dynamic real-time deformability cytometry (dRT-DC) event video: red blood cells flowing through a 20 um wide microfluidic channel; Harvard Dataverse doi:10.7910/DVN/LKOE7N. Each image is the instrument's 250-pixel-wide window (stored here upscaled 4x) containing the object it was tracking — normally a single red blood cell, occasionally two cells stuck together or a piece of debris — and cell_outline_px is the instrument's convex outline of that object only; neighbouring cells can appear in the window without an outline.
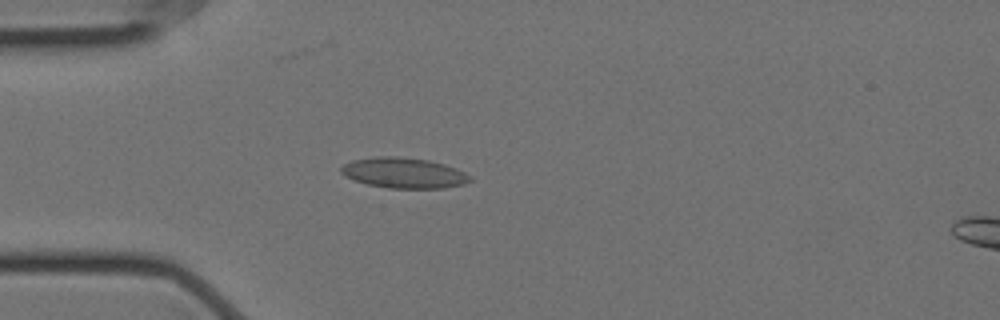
{"species": "Egyptian fruit bat (a non-hibernating species)", "species_latin": "Rousettus aegyptiacus", "temperature_condition": "cold", "stored_images_in_passage": 57, "camera_frame_rate_fps": 3000, "um_per_image_px": 0.085, "animal": {"sex": "female"}, "frame": {"image": 1, "passage_image": 15, "time_ms": 4.667, "image_size_px": [1000, 320], "cell_outline_px": [[472, 180], [464, 184], [444, 188], [388, 188], [368, 184], [344, 176], [340, 172], [340, 168], [344, 164], [352, 160], [376, 156], [396, 156], [428, 160], [444, 164], [456, 168], [472, 176]], "centroid_in_image_um": [34.33, 14.69], "position_along_channel_um": 50.7, "area_um2": 22.95}}
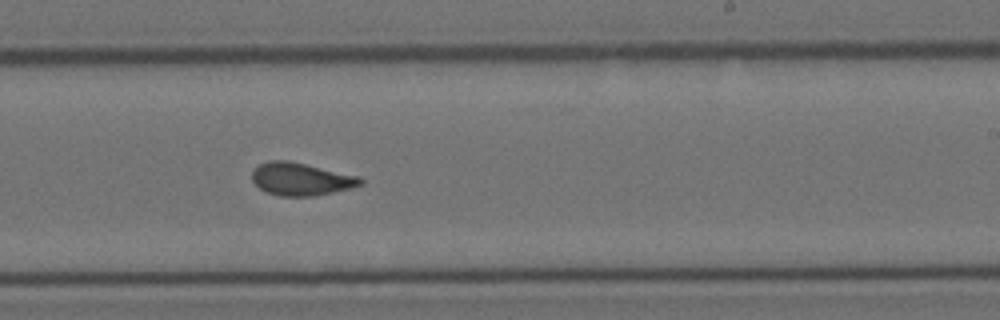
{"frame": {"image": 2, "passage_image": 34, "time_ms": 11.0, "image_size_px": [1000, 320], "cell_outline_px": [[364, 184], [352, 188], [312, 196], [280, 196], [268, 192], [260, 188], [252, 180], [252, 172], [260, 164], [268, 160], [288, 160], [360, 176], [364, 180]], "centroid_in_image_um": [25.62, 15.21], "position_along_channel_um": 263.4, "area_um2": 20.63}}
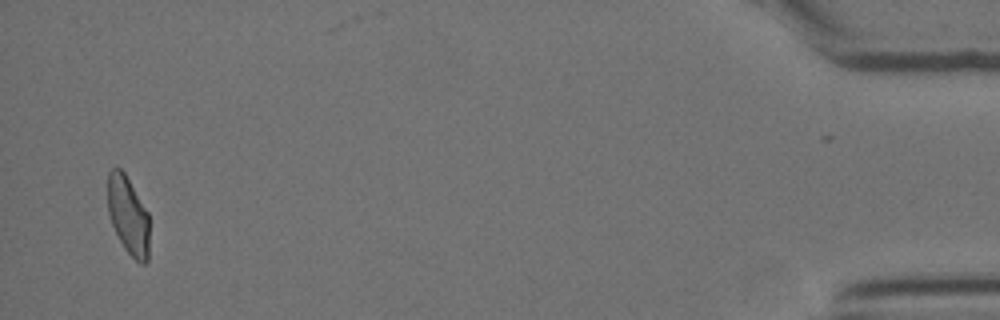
{"frame": {"image": 3, "passage_image": 55, "time_ms": 18.0, "image_size_px": [1000, 320], "cell_outline_px": [[148, 260], [144, 264], [140, 264], [124, 248], [112, 224], [108, 212], [108, 172], [116, 164], [124, 172], [148, 212]], "centroid_in_image_um": [10.88, 18.28], "position_along_channel_um": 424.3, "area_um2": 18.84}, "authors_computed_cell_mechanics": {"area_um2": 20.808, "velocity_mm_per_s": 3.5108, "shape_relaxation_time_tau1_ms": null, "shape_relaxation_time_tau2_ms": 1.2415, "deformation_change_tau1": null, "deformation_change_tau2": 0.0626}}